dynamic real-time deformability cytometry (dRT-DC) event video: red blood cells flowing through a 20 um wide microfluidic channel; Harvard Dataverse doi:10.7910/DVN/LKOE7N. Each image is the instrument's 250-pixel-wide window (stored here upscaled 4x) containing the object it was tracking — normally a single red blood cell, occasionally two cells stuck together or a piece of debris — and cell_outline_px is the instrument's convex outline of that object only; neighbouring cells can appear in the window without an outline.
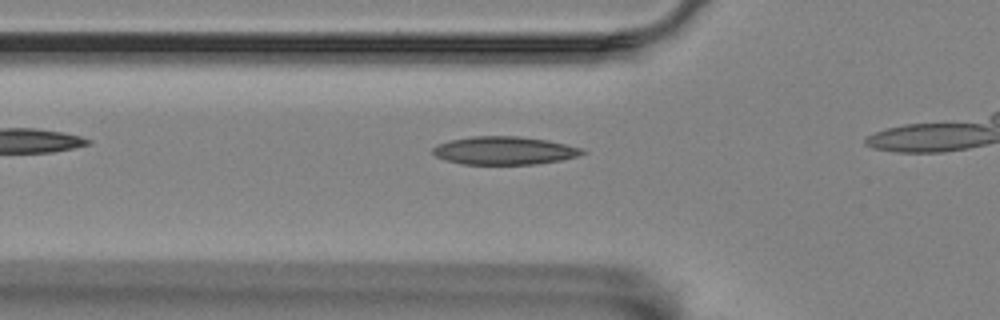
{"species": "Egyptian fruit bat (a non-hibernating species)", "species_latin": "Rousettus aegyptiacus", "temperature_condition": "room temperature", "stored_images_in_passage": 11, "camera_frame_rate_fps": 3000, "um_per_image_px": 0.085, "animal": {"sex": "female"}, "frame": {"image": 1, "passage_image": 2, "time_ms": 0.333, "image_size_px": [1000, 320], "cell_outline_px": [[588, 152], [580, 156], [560, 160], [536, 164], [460, 164], [444, 160], [436, 156], [432, 152], [432, 148], [436, 144], [448, 140], [472, 136], [520, 136], [548, 140], [580, 148]], "centroid_in_image_um": [42.83, 12.79], "position_along_channel_um": 83.0, "area_um2": 24.68}}
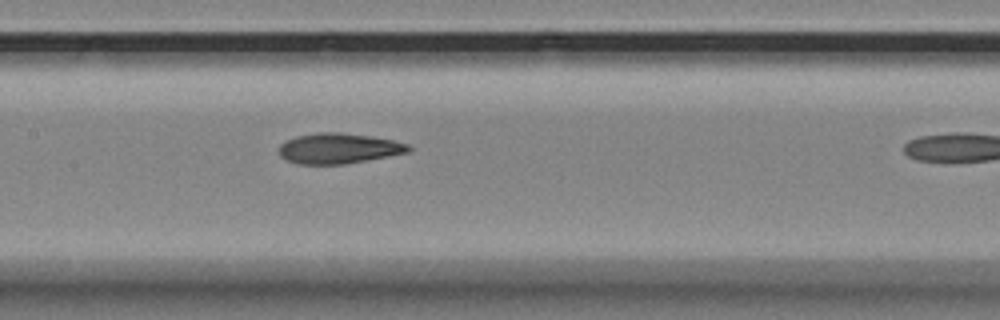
{"frame": {"image": 2, "passage_image": 10, "time_ms": 3.0, "image_size_px": [1000, 320], "cell_outline_px": [[412, 148], [408, 152], [388, 156], [344, 164], [300, 164], [288, 160], [280, 156], [280, 144], [296, 136], [316, 132], [340, 132], [372, 136], [392, 140], [408, 144]], "centroid_in_image_um": [28.79, 12.6], "position_along_channel_um": 178.6, "area_um2": 22.77}}